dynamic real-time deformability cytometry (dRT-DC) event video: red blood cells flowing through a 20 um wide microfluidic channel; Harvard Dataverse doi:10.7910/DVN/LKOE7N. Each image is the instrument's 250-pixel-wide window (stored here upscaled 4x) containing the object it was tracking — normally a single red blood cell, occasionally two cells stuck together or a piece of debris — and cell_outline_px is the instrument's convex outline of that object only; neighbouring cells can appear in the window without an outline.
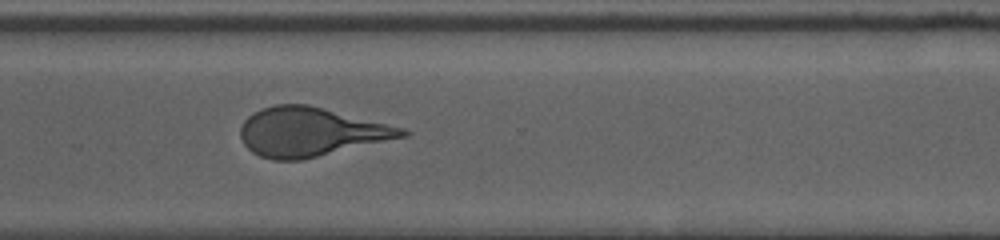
{"species": "human", "species_latin": "Homo sapiens", "temperature_condition": "cold", "stored_images_in_passage": 31, "camera_frame_rate_fps": 3000, "um_per_image_px": 0.085, "donor": {"sex": "female"}, "frame": {"image": 1, "passage_image": 27, "time_ms": 8.333, "image_size_px": [1000, 240], "cell_outline_px": [[412, 132], [408, 136], [300, 160], [272, 160], [260, 156], [252, 152], [244, 144], [240, 136], [240, 128], [244, 120], [252, 112], [260, 108], [276, 104], [308, 104], [404, 128]], "centroid_in_image_um": [26.38, 11.21], "position_along_channel_um": 344.2, "area_um2": 46.01}, "authors_computed_cell_mechanics": {"area_um2": 40.5756, "velocity_mm_per_s": 3.6384, "shape_relaxation_time_tau1_ms": 9.4858, "shape_relaxation_time_tau2_ms": null, "deformation_change_tau1": 0.15, "deformation_change_tau2": null}}